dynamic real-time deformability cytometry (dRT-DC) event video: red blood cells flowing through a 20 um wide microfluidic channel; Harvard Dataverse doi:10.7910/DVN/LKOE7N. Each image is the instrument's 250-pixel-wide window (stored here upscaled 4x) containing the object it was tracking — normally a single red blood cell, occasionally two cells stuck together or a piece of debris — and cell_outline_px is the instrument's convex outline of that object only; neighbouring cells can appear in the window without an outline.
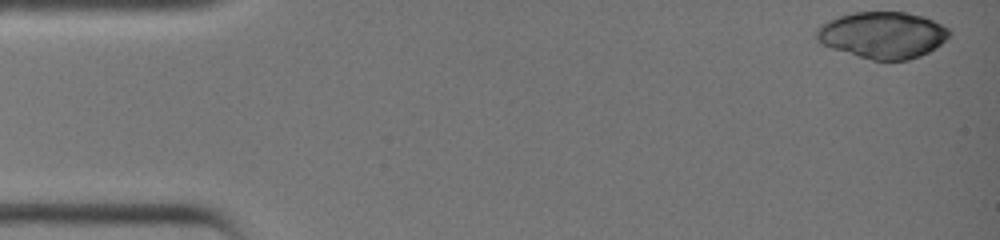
{"species": "common noctule bat (a hibernating species)", "species_latin": "Nyctalus noctula", "temperature_condition": "warm", "stored_images_in_passage": 35, "camera_frame_rate_fps": 3000, "um_per_image_px": 0.085, "animal": {"sex": "female", "body_mass_g": 19.0, "forearm_length_mm": 51.5}, "frame": {"image": 1, "passage_image": 1, "time_ms": 0.0, "image_size_px": [1000, 240], "cell_outline_px": [[952, 32], [936, 48], [920, 56], [908, 60], [872, 60], [856, 56], [820, 44], [816, 40], [816, 28], [820, 24], [828, 20], [852, 12], [904, 12], [924, 16], [948, 28]], "centroid_in_image_um": [74.99, 2.98], "position_along_channel_um": 10.0, "area_um2": 36.18}}